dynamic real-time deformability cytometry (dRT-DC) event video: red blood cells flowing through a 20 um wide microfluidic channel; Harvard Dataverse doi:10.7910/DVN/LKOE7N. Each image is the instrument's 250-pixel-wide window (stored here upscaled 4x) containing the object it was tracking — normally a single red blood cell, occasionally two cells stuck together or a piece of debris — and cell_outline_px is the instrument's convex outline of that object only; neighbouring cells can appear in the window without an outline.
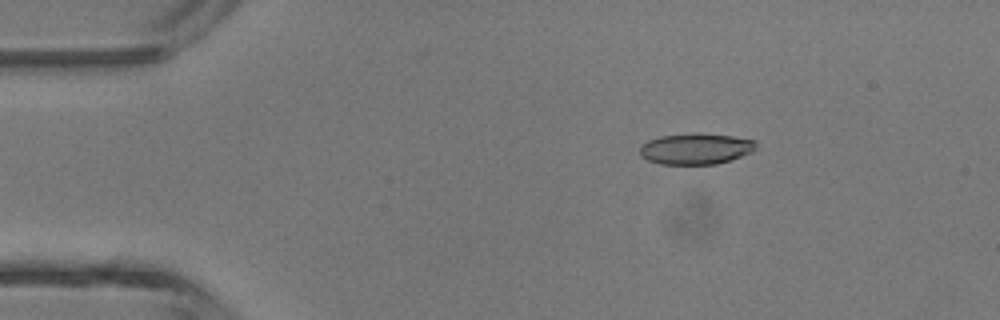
{"species": "common noctule bat (a hibernating species)", "species_latin": "Nyctalus noctula", "temperature_condition": "room temperature", "stored_images_in_passage": 3, "camera_frame_rate_fps": 3000, "um_per_image_px": 0.085, "animal": {"sex": "male", "body_mass_g": 13.3}, "frame": {"image": 1, "passage_image": 2, "time_ms": 1.333, "image_size_px": [1000, 320], "cell_outline_px": [[756, 148], [752, 152], [732, 160], [716, 164], [660, 164], [648, 160], [640, 156], [640, 148], [648, 140], [660, 136], [732, 136], [756, 140]], "centroid_in_image_um": [59.16, 12.7], "position_along_channel_um": 25.8, "area_um2": 20.17}}